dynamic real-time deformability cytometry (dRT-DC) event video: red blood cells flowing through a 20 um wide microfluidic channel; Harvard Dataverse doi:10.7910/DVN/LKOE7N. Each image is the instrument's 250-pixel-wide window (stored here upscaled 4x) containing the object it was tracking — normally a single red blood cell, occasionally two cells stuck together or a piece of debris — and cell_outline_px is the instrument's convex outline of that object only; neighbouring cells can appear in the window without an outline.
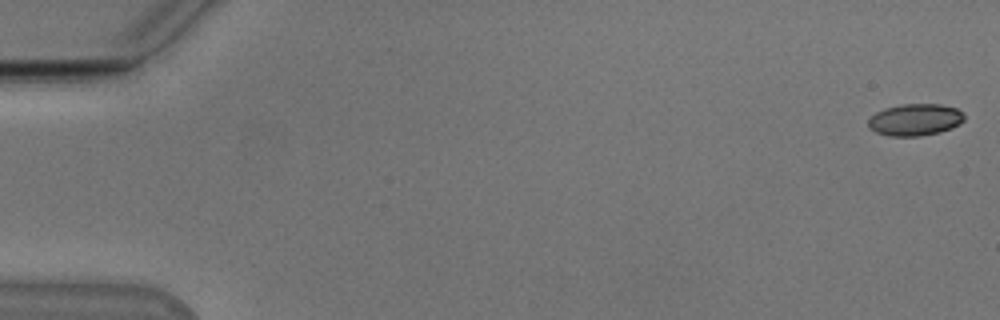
{"species": "Egyptian fruit bat (a non-hibernating species)", "species_latin": "Rousettus aegyptiacus", "temperature_condition": "cold", "stored_images_in_passage": 54, "camera_frame_rate_fps": 3000, "um_per_image_px": 0.085, "animal": {"sex": "male"}, "frame": {"image": 1, "passage_image": 1, "time_ms": 0.0, "image_size_px": [1000, 320], "cell_outline_px": [[964, 120], [960, 124], [952, 128], [940, 132], [920, 136], [888, 136], [876, 132], [868, 128], [868, 120], [876, 112], [884, 108], [900, 104], [940, 104], [956, 108], [964, 112]], "centroid_in_image_um": [77.79, 10.17], "position_along_channel_um": 7.2, "area_um2": 18.03}}
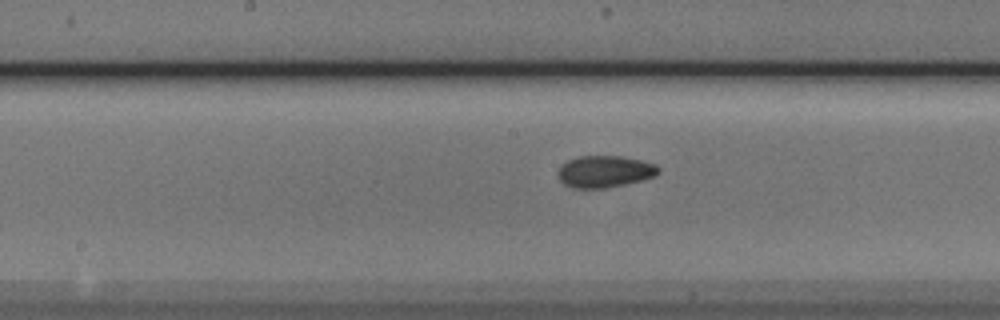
{"frame": {"image": 2, "passage_image": 28, "time_ms": 9.0, "image_size_px": [1000, 320], "cell_outline_px": [[660, 172], [656, 176], [624, 184], [604, 188], [572, 188], [564, 184], [556, 176], [556, 172], [568, 160], [580, 156], [624, 156], [656, 164], [660, 168]], "centroid_in_image_um": [51.4, 14.58], "position_along_channel_um": 196.8, "area_um2": 18.67}}
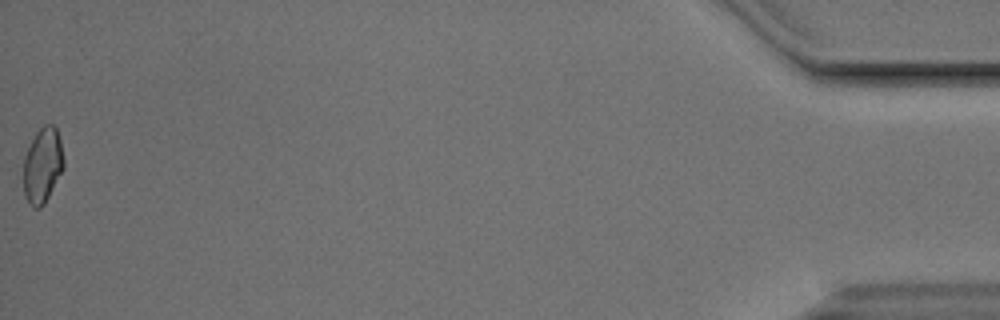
{"frame": {"image": 3, "passage_image": 54, "time_ms": 17.667, "image_size_px": [1000, 320], "cell_outline_px": [[64, 168], [44, 204], [40, 208], [32, 208], [24, 192], [24, 156], [36, 132], [44, 124], [52, 124], [56, 128], [60, 140], [64, 160]], "centroid_in_image_um": [3.63, 14.05], "position_along_channel_um": 431.6, "area_um2": 17.51}, "authors_computed_cell_mechanics": {"area_um2": 18.0625, "velocity_mm_per_s": 3.8497, "shape_relaxation_time_tau1_ms": 6.6844, "shape_relaxation_time_tau2_ms": 2.4159, "deformation_change_tau1": 0.1224, "deformation_change_tau2": 0.0622}}